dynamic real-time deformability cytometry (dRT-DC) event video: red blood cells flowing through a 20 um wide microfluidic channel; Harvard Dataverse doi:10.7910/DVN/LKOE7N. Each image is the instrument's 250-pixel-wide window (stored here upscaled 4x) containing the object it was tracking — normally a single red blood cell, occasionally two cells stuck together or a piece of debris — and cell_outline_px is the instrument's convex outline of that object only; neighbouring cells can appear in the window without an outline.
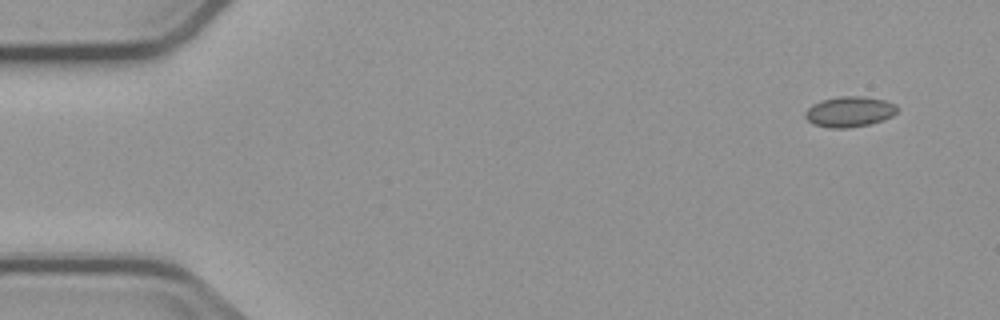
{"species": "common noctule bat (a hibernating species)", "species_latin": "Nyctalus noctula", "temperature_condition": "cold", "stored_images_in_passage": 9, "camera_frame_rate_fps": 3000, "um_per_image_px": 0.085, "animal": {"sex": "male", "body_mass_g": 23.1, "forearm_length_mm": 52.7}, "frame": {"image": 1, "passage_image": 1, "time_ms": 0.0, "image_size_px": [1000, 320], "cell_outline_px": [[900, 108], [892, 116], [884, 120], [868, 124], [848, 128], [832, 128], [816, 124], [808, 120], [804, 116], [804, 112], [812, 104], [820, 100], [840, 96], [860, 96], [884, 100], [896, 104]], "centroid_in_image_um": [72.22, 9.48], "position_along_channel_um": 12.8, "area_um2": 16.36}}
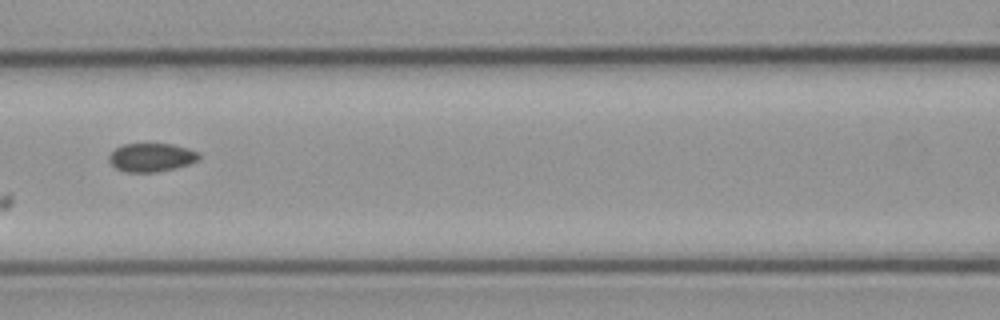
{"frame": {"image": 2, "passage_image": 7, "time_ms": 7.0, "image_size_px": [1000, 320], "cell_outline_px": [[200, 156], [196, 160], [188, 164], [176, 168], [156, 172], [124, 172], [116, 168], [108, 160], [108, 156], [116, 148], [124, 144], [172, 144], [188, 148], [196, 152]], "centroid_in_image_um": [12.84, 13.38], "position_along_channel_um": 153.8, "area_um2": 14.8}}
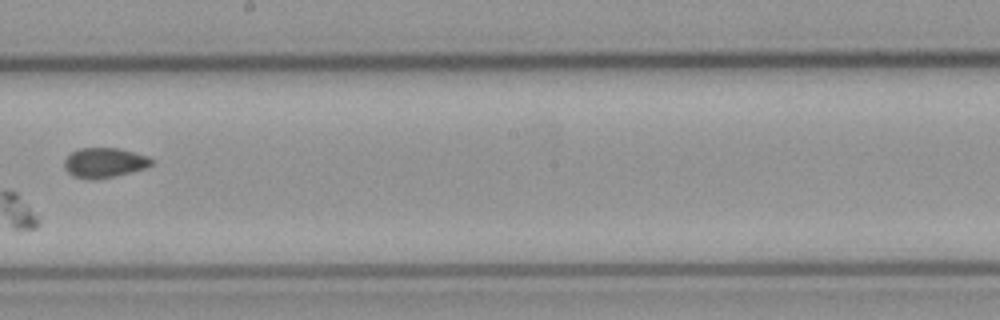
{"frame": {"image": 3, "passage_image": 9, "time_ms": 9.333, "image_size_px": [1000, 320], "cell_outline_px": [[152, 164], [144, 168], [116, 176], [96, 180], [88, 180], [72, 176], [64, 168], [64, 160], [72, 152], [80, 148], [120, 148], [148, 156], [152, 160]], "centroid_in_image_um": [8.84, 13.84], "position_along_channel_um": 239.4, "area_um2": 15.26}}